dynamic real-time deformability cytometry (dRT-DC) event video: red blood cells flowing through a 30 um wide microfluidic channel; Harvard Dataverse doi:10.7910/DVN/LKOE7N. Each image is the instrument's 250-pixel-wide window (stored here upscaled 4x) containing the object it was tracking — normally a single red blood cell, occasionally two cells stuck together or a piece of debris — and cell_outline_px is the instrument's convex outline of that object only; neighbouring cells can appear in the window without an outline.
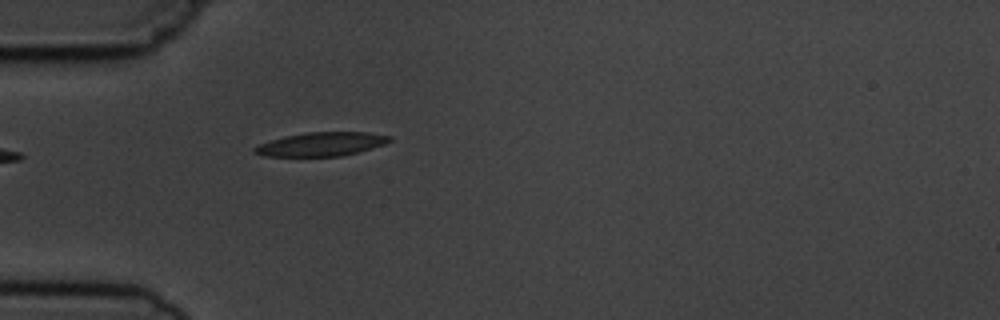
{"species": "common noctule bat (a hibernating species)", "species_latin": "Nyctalus noctula", "temperature_condition": "cold", "stored_images_in_passage": 1, "camera_frame_rate_fps": 3000, "um_per_image_px": 0.085, "animal": {"sex": "male", "body_mass_g": 19.5, "forearm_length_mm": 54.6}, "frame": {"image": 1, "passage_image": 1, "time_ms": 0.0, "image_size_px": [1000, 320], "cell_outline_px": [[392, 140], [384, 144], [372, 148], [344, 156], [264, 156], [252, 152], [252, 148], [260, 144], [284, 136], [308, 132], [368, 132], [392, 136]], "centroid_in_image_um": [27.33, 12.25], "position_along_channel_um": 57.7, "area_um2": 18.73}}